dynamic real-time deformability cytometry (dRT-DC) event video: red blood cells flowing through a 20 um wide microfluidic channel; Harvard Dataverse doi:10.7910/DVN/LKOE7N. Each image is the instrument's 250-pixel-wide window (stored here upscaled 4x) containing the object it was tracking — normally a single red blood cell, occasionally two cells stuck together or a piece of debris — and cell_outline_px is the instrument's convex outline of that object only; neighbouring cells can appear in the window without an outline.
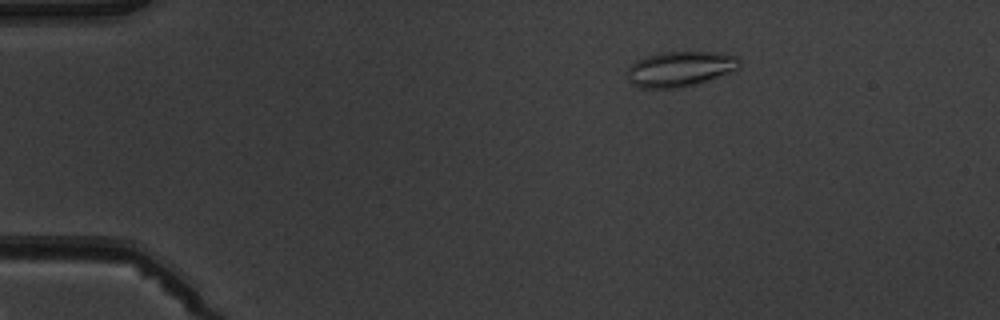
{"species": "common noctule bat (a hibernating species)", "species_latin": "Nyctalus noctula", "temperature_condition": "warm", "stored_images_in_passage": 5, "camera_frame_rate_fps": 3000, "um_per_image_px": 0.085, "animal": {"sex": "male", "body_mass_g": 19.5, "forearm_length_mm": 54.6}, "frame": {"image": 1, "passage_image": 3, "time_ms": 2.333, "image_size_px": [1000, 320], "cell_outline_px": [[740, 68], [680, 88], [640, 88], [632, 84], [628, 80], [628, 68], [636, 60], [648, 56], [664, 52], [720, 52], [736, 56], [740, 60]], "centroid_in_image_um": [57.78, 5.85], "position_along_channel_um": 27.2, "area_um2": 22.66}}